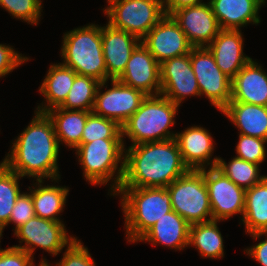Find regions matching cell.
<instances>
[{
	"mask_svg": "<svg viewBox=\"0 0 267 266\" xmlns=\"http://www.w3.org/2000/svg\"><path fill=\"white\" fill-rule=\"evenodd\" d=\"M61 45L62 64L78 75L107 81V69L103 56L101 26L89 23L63 33Z\"/></svg>",
	"mask_w": 267,
	"mask_h": 266,
	"instance_id": "6",
	"label": "cell"
},
{
	"mask_svg": "<svg viewBox=\"0 0 267 266\" xmlns=\"http://www.w3.org/2000/svg\"><path fill=\"white\" fill-rule=\"evenodd\" d=\"M38 266H52L49 264L48 260L45 258H42L41 261L39 262V264H37Z\"/></svg>",
	"mask_w": 267,
	"mask_h": 266,
	"instance_id": "41",
	"label": "cell"
},
{
	"mask_svg": "<svg viewBox=\"0 0 267 266\" xmlns=\"http://www.w3.org/2000/svg\"><path fill=\"white\" fill-rule=\"evenodd\" d=\"M211 135L206 128L200 125L187 127L182 132H176L175 140L182 160L189 170H201L217 166L219 157L214 156L212 159L216 143H214Z\"/></svg>",
	"mask_w": 267,
	"mask_h": 266,
	"instance_id": "17",
	"label": "cell"
},
{
	"mask_svg": "<svg viewBox=\"0 0 267 266\" xmlns=\"http://www.w3.org/2000/svg\"><path fill=\"white\" fill-rule=\"evenodd\" d=\"M34 261L24 250L12 246L0 248V266H36Z\"/></svg>",
	"mask_w": 267,
	"mask_h": 266,
	"instance_id": "38",
	"label": "cell"
},
{
	"mask_svg": "<svg viewBox=\"0 0 267 266\" xmlns=\"http://www.w3.org/2000/svg\"><path fill=\"white\" fill-rule=\"evenodd\" d=\"M221 29L241 30L248 24L259 25V10L266 0H208Z\"/></svg>",
	"mask_w": 267,
	"mask_h": 266,
	"instance_id": "21",
	"label": "cell"
},
{
	"mask_svg": "<svg viewBox=\"0 0 267 266\" xmlns=\"http://www.w3.org/2000/svg\"><path fill=\"white\" fill-rule=\"evenodd\" d=\"M261 165L234 157L228 163L220 156L216 168L237 186L246 189L261 182L267 175H260Z\"/></svg>",
	"mask_w": 267,
	"mask_h": 266,
	"instance_id": "30",
	"label": "cell"
},
{
	"mask_svg": "<svg viewBox=\"0 0 267 266\" xmlns=\"http://www.w3.org/2000/svg\"><path fill=\"white\" fill-rule=\"evenodd\" d=\"M166 188L171 194L172 210L190 225L213 220L205 169L189 170Z\"/></svg>",
	"mask_w": 267,
	"mask_h": 266,
	"instance_id": "7",
	"label": "cell"
},
{
	"mask_svg": "<svg viewBox=\"0 0 267 266\" xmlns=\"http://www.w3.org/2000/svg\"><path fill=\"white\" fill-rule=\"evenodd\" d=\"M19 179L23 178L0 162V241L16 200L22 193Z\"/></svg>",
	"mask_w": 267,
	"mask_h": 266,
	"instance_id": "31",
	"label": "cell"
},
{
	"mask_svg": "<svg viewBox=\"0 0 267 266\" xmlns=\"http://www.w3.org/2000/svg\"><path fill=\"white\" fill-rule=\"evenodd\" d=\"M160 82V94L179 106L185 98L200 97L189 54L163 61L160 64Z\"/></svg>",
	"mask_w": 267,
	"mask_h": 266,
	"instance_id": "13",
	"label": "cell"
},
{
	"mask_svg": "<svg viewBox=\"0 0 267 266\" xmlns=\"http://www.w3.org/2000/svg\"><path fill=\"white\" fill-rule=\"evenodd\" d=\"M178 144L169 139L125 147L124 174L120 187H167L185 175Z\"/></svg>",
	"mask_w": 267,
	"mask_h": 266,
	"instance_id": "2",
	"label": "cell"
},
{
	"mask_svg": "<svg viewBox=\"0 0 267 266\" xmlns=\"http://www.w3.org/2000/svg\"><path fill=\"white\" fill-rule=\"evenodd\" d=\"M100 83L92 77L77 74L66 99L59 108L92 112Z\"/></svg>",
	"mask_w": 267,
	"mask_h": 266,
	"instance_id": "29",
	"label": "cell"
},
{
	"mask_svg": "<svg viewBox=\"0 0 267 266\" xmlns=\"http://www.w3.org/2000/svg\"><path fill=\"white\" fill-rule=\"evenodd\" d=\"M96 139H123L122 128L116 121L91 112L86 120L81 143H91Z\"/></svg>",
	"mask_w": 267,
	"mask_h": 266,
	"instance_id": "32",
	"label": "cell"
},
{
	"mask_svg": "<svg viewBox=\"0 0 267 266\" xmlns=\"http://www.w3.org/2000/svg\"><path fill=\"white\" fill-rule=\"evenodd\" d=\"M35 216L31 194L28 192H23L17 198L12 209L9 222L6 226H8L10 223L14 224L15 227H13V230L15 231L18 227L24 223H27Z\"/></svg>",
	"mask_w": 267,
	"mask_h": 266,
	"instance_id": "36",
	"label": "cell"
},
{
	"mask_svg": "<svg viewBox=\"0 0 267 266\" xmlns=\"http://www.w3.org/2000/svg\"><path fill=\"white\" fill-rule=\"evenodd\" d=\"M113 196L121 198L129 243H138L158 219L172 211L171 194L166 187H119Z\"/></svg>",
	"mask_w": 267,
	"mask_h": 266,
	"instance_id": "3",
	"label": "cell"
},
{
	"mask_svg": "<svg viewBox=\"0 0 267 266\" xmlns=\"http://www.w3.org/2000/svg\"><path fill=\"white\" fill-rule=\"evenodd\" d=\"M45 113L53 123L59 145L64 143L71 150L75 149L81 143L86 120L91 112L56 107Z\"/></svg>",
	"mask_w": 267,
	"mask_h": 266,
	"instance_id": "26",
	"label": "cell"
},
{
	"mask_svg": "<svg viewBox=\"0 0 267 266\" xmlns=\"http://www.w3.org/2000/svg\"><path fill=\"white\" fill-rule=\"evenodd\" d=\"M117 80L141 90L145 95H158L161 93L160 63L140 43L132 52L125 70Z\"/></svg>",
	"mask_w": 267,
	"mask_h": 266,
	"instance_id": "16",
	"label": "cell"
},
{
	"mask_svg": "<svg viewBox=\"0 0 267 266\" xmlns=\"http://www.w3.org/2000/svg\"><path fill=\"white\" fill-rule=\"evenodd\" d=\"M241 30L222 29L207 46L219 69L233 79L251 57L244 54Z\"/></svg>",
	"mask_w": 267,
	"mask_h": 266,
	"instance_id": "19",
	"label": "cell"
},
{
	"mask_svg": "<svg viewBox=\"0 0 267 266\" xmlns=\"http://www.w3.org/2000/svg\"><path fill=\"white\" fill-rule=\"evenodd\" d=\"M104 15L113 28L142 40L166 15L163 0H107Z\"/></svg>",
	"mask_w": 267,
	"mask_h": 266,
	"instance_id": "8",
	"label": "cell"
},
{
	"mask_svg": "<svg viewBox=\"0 0 267 266\" xmlns=\"http://www.w3.org/2000/svg\"><path fill=\"white\" fill-rule=\"evenodd\" d=\"M39 90L44 101L38 105L35 111L45 113L50 109L59 107L66 99L77 73L61 62L51 63L46 72Z\"/></svg>",
	"mask_w": 267,
	"mask_h": 266,
	"instance_id": "23",
	"label": "cell"
},
{
	"mask_svg": "<svg viewBox=\"0 0 267 266\" xmlns=\"http://www.w3.org/2000/svg\"><path fill=\"white\" fill-rule=\"evenodd\" d=\"M101 38L107 80L117 79L125 70L132 52L141 40L124 30L113 28L109 23L101 26Z\"/></svg>",
	"mask_w": 267,
	"mask_h": 266,
	"instance_id": "18",
	"label": "cell"
},
{
	"mask_svg": "<svg viewBox=\"0 0 267 266\" xmlns=\"http://www.w3.org/2000/svg\"><path fill=\"white\" fill-rule=\"evenodd\" d=\"M252 58L231 83V101L267 106V72Z\"/></svg>",
	"mask_w": 267,
	"mask_h": 266,
	"instance_id": "20",
	"label": "cell"
},
{
	"mask_svg": "<svg viewBox=\"0 0 267 266\" xmlns=\"http://www.w3.org/2000/svg\"><path fill=\"white\" fill-rule=\"evenodd\" d=\"M190 224L174 210L163 215L157 222L138 240L152 245H162L182 251L188 248Z\"/></svg>",
	"mask_w": 267,
	"mask_h": 266,
	"instance_id": "22",
	"label": "cell"
},
{
	"mask_svg": "<svg viewBox=\"0 0 267 266\" xmlns=\"http://www.w3.org/2000/svg\"><path fill=\"white\" fill-rule=\"evenodd\" d=\"M239 141L236 145L237 158L243 159L247 162L260 165L266 159V144L267 140L247 136L239 133Z\"/></svg>",
	"mask_w": 267,
	"mask_h": 266,
	"instance_id": "34",
	"label": "cell"
},
{
	"mask_svg": "<svg viewBox=\"0 0 267 266\" xmlns=\"http://www.w3.org/2000/svg\"><path fill=\"white\" fill-rule=\"evenodd\" d=\"M250 237H253L254 241H258L262 236L265 237L264 240L259 241L252 245L251 247L245 248V253L247 256H250L251 259L257 261L262 266H267V233L266 232H258L249 234ZM265 235V236H264Z\"/></svg>",
	"mask_w": 267,
	"mask_h": 266,
	"instance_id": "39",
	"label": "cell"
},
{
	"mask_svg": "<svg viewBox=\"0 0 267 266\" xmlns=\"http://www.w3.org/2000/svg\"><path fill=\"white\" fill-rule=\"evenodd\" d=\"M179 105L163 96L147 95L139 109L121 126L123 142L128 137L130 145L173 139L174 126ZM125 137V138H124Z\"/></svg>",
	"mask_w": 267,
	"mask_h": 266,
	"instance_id": "5",
	"label": "cell"
},
{
	"mask_svg": "<svg viewBox=\"0 0 267 266\" xmlns=\"http://www.w3.org/2000/svg\"><path fill=\"white\" fill-rule=\"evenodd\" d=\"M63 253L61 260L55 263V266H96L88 248L77 238Z\"/></svg>",
	"mask_w": 267,
	"mask_h": 266,
	"instance_id": "35",
	"label": "cell"
},
{
	"mask_svg": "<svg viewBox=\"0 0 267 266\" xmlns=\"http://www.w3.org/2000/svg\"><path fill=\"white\" fill-rule=\"evenodd\" d=\"M59 148L49 116L34 111L31 122L12 141L10 151L2 163L22 178L27 176L34 181L51 179V182L59 184Z\"/></svg>",
	"mask_w": 267,
	"mask_h": 266,
	"instance_id": "1",
	"label": "cell"
},
{
	"mask_svg": "<svg viewBox=\"0 0 267 266\" xmlns=\"http://www.w3.org/2000/svg\"><path fill=\"white\" fill-rule=\"evenodd\" d=\"M45 180L36 181L30 187L35 215L43 219L63 222L59 215L64 211L69 187L60 185H45ZM44 184V185H43Z\"/></svg>",
	"mask_w": 267,
	"mask_h": 266,
	"instance_id": "25",
	"label": "cell"
},
{
	"mask_svg": "<svg viewBox=\"0 0 267 266\" xmlns=\"http://www.w3.org/2000/svg\"><path fill=\"white\" fill-rule=\"evenodd\" d=\"M141 43L160 64L167 59L189 54L193 48L171 15H165Z\"/></svg>",
	"mask_w": 267,
	"mask_h": 266,
	"instance_id": "14",
	"label": "cell"
},
{
	"mask_svg": "<svg viewBox=\"0 0 267 266\" xmlns=\"http://www.w3.org/2000/svg\"><path fill=\"white\" fill-rule=\"evenodd\" d=\"M205 184L212 209V219L225 221L245 208V189L237 186L216 167L205 168Z\"/></svg>",
	"mask_w": 267,
	"mask_h": 266,
	"instance_id": "12",
	"label": "cell"
},
{
	"mask_svg": "<svg viewBox=\"0 0 267 266\" xmlns=\"http://www.w3.org/2000/svg\"><path fill=\"white\" fill-rule=\"evenodd\" d=\"M238 133L267 140V106L229 102L221 111Z\"/></svg>",
	"mask_w": 267,
	"mask_h": 266,
	"instance_id": "24",
	"label": "cell"
},
{
	"mask_svg": "<svg viewBox=\"0 0 267 266\" xmlns=\"http://www.w3.org/2000/svg\"><path fill=\"white\" fill-rule=\"evenodd\" d=\"M101 82L96 93L92 112L104 118L112 119L122 126L138 109L147 96L141 90L125 85L117 79ZM106 85V86H105ZM106 87V90H102Z\"/></svg>",
	"mask_w": 267,
	"mask_h": 266,
	"instance_id": "11",
	"label": "cell"
},
{
	"mask_svg": "<svg viewBox=\"0 0 267 266\" xmlns=\"http://www.w3.org/2000/svg\"><path fill=\"white\" fill-rule=\"evenodd\" d=\"M240 222L248 234L267 230V176L245 190V208Z\"/></svg>",
	"mask_w": 267,
	"mask_h": 266,
	"instance_id": "27",
	"label": "cell"
},
{
	"mask_svg": "<svg viewBox=\"0 0 267 266\" xmlns=\"http://www.w3.org/2000/svg\"><path fill=\"white\" fill-rule=\"evenodd\" d=\"M0 6L10 16L31 25H38L43 12L41 0H0Z\"/></svg>",
	"mask_w": 267,
	"mask_h": 266,
	"instance_id": "33",
	"label": "cell"
},
{
	"mask_svg": "<svg viewBox=\"0 0 267 266\" xmlns=\"http://www.w3.org/2000/svg\"><path fill=\"white\" fill-rule=\"evenodd\" d=\"M125 146L123 139H96L91 143H80L74 150L84 179L94 186L109 185L107 183L111 180L108 195H114L124 174Z\"/></svg>",
	"mask_w": 267,
	"mask_h": 266,
	"instance_id": "4",
	"label": "cell"
},
{
	"mask_svg": "<svg viewBox=\"0 0 267 266\" xmlns=\"http://www.w3.org/2000/svg\"><path fill=\"white\" fill-rule=\"evenodd\" d=\"M205 3L203 0H163L164 11L166 15H171L174 11Z\"/></svg>",
	"mask_w": 267,
	"mask_h": 266,
	"instance_id": "40",
	"label": "cell"
},
{
	"mask_svg": "<svg viewBox=\"0 0 267 266\" xmlns=\"http://www.w3.org/2000/svg\"><path fill=\"white\" fill-rule=\"evenodd\" d=\"M19 53L9 44H0V78L6 77L14 69L30 60V57Z\"/></svg>",
	"mask_w": 267,
	"mask_h": 266,
	"instance_id": "37",
	"label": "cell"
},
{
	"mask_svg": "<svg viewBox=\"0 0 267 266\" xmlns=\"http://www.w3.org/2000/svg\"><path fill=\"white\" fill-rule=\"evenodd\" d=\"M171 16L193 47H207L222 30L209 1L180 8Z\"/></svg>",
	"mask_w": 267,
	"mask_h": 266,
	"instance_id": "15",
	"label": "cell"
},
{
	"mask_svg": "<svg viewBox=\"0 0 267 266\" xmlns=\"http://www.w3.org/2000/svg\"><path fill=\"white\" fill-rule=\"evenodd\" d=\"M14 235L19 239L20 244L12 247L24 250L33 258L36 247L56 256L77 238L72 235L68 236L63 222L51 221L37 216L18 227L14 231ZM23 242L25 244H22Z\"/></svg>",
	"mask_w": 267,
	"mask_h": 266,
	"instance_id": "9",
	"label": "cell"
},
{
	"mask_svg": "<svg viewBox=\"0 0 267 266\" xmlns=\"http://www.w3.org/2000/svg\"><path fill=\"white\" fill-rule=\"evenodd\" d=\"M189 55L200 96L221 111L231 101L232 79L219 69L207 47H193Z\"/></svg>",
	"mask_w": 267,
	"mask_h": 266,
	"instance_id": "10",
	"label": "cell"
},
{
	"mask_svg": "<svg viewBox=\"0 0 267 266\" xmlns=\"http://www.w3.org/2000/svg\"><path fill=\"white\" fill-rule=\"evenodd\" d=\"M218 220L190 225L188 247L197 248L201 257L220 259L224 257V240Z\"/></svg>",
	"mask_w": 267,
	"mask_h": 266,
	"instance_id": "28",
	"label": "cell"
}]
</instances>
